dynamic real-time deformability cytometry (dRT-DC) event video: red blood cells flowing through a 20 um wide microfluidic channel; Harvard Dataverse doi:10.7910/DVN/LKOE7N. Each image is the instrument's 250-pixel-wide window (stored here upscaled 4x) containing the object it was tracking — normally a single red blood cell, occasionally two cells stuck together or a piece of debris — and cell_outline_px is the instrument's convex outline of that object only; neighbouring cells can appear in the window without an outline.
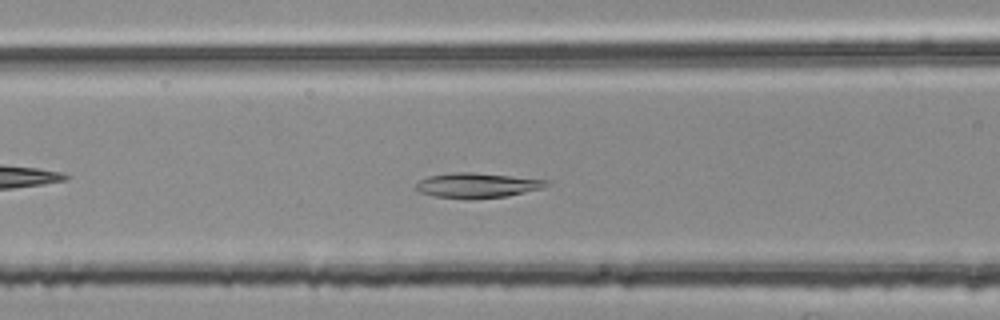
{"species": "common noctule bat (a hibernating species)", "species_latin": "Nyctalus noctula", "temperature_condition": "room temperature", "stored_images_in_passage": 48, "camera_frame_rate_fps": 3000, "um_per_image_px": 0.085, "animal": {"sex": "female", "body_mass_g": 25.1}, "frame": {"image": 1, "passage_image": 18, "time_ms": 5.667, "image_size_px": [1000, 320], "cell_outline_px": [[548, 184], [544, 188], [508, 196], [472, 200], [468, 200], [436, 196], [420, 192], [416, 188], [416, 184], [420, 180], [428, 176], [452, 172], [472, 172], [548, 180]], "centroid_in_image_um": [40.56, 15.77], "position_along_channel_um": 126.0, "area_um2": 19.07}}
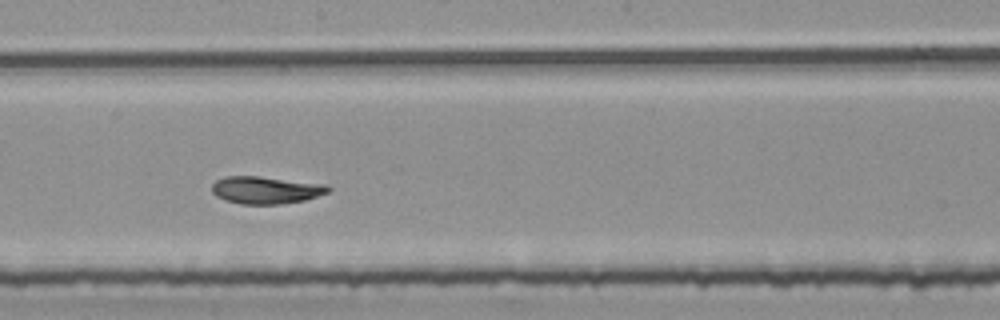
{"frame": {"image": 2, "passage_image": 26, "time_ms": 8.333, "image_size_px": [1000, 320], "cell_outline_px": [[332, 188], [328, 192], [304, 200], [280, 204], [240, 204], [224, 200], [216, 196], [212, 192], [212, 184], [216, 180], [224, 176], [260, 176], [328, 184]], "centroid_in_image_um": [22.59, 16.14], "position_along_channel_um": 225.6, "area_um2": 18.73}}
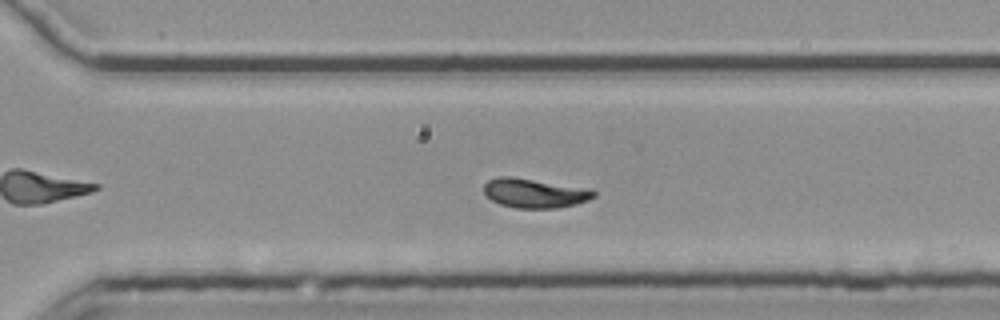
{"frame": {"image": 3, "passage_image": 34, "time_ms": 11.0, "image_size_px": [1000, 320], "cell_outline_px": [[596, 196], [588, 200], [576, 204], [556, 208], [516, 208], [500, 204], [492, 200], [484, 192], [484, 184], [488, 180], [496, 176], [512, 176], [592, 188], [596, 192]], "centroid_in_image_um": [45.47, 16.4], "position_along_channel_um": 325.1, "area_um2": 19.07}, "authors_computed_cell_mechanics": {"area_um2": 18.9584, "velocity_mm_per_s": 3.7326, "shape_relaxation_time_tau1_ms": null, "shape_relaxation_time_tau2_ms": 4.2406, "deformation_change_tau1": null, "deformation_change_tau2": 0.0755}}